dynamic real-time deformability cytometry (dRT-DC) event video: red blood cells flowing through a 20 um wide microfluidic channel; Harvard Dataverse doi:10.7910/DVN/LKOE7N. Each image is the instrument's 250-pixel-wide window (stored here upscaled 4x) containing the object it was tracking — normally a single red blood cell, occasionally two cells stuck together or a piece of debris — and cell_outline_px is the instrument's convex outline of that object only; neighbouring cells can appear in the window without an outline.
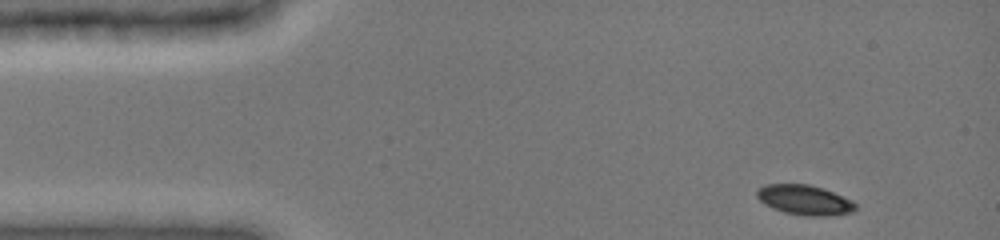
{"species": "common noctule bat (a hibernating species)", "species_latin": "Nyctalus noctula", "temperature_condition": "cold", "stored_images_in_passage": 21, "camera_frame_rate_fps": 3000, "um_per_image_px": 0.085, "animal": {"sex": "female", "body_mass_g": 19.0, "forearm_length_mm": 51.5}, "frame": {"image": 1, "passage_image": 1, "time_ms": 0.0, "image_size_px": [1000, 240], "cell_outline_px": [[856, 208], [852, 212], [828, 216], [808, 216], [784, 212], [772, 208], [764, 204], [756, 196], [756, 188], [764, 184], [808, 184], [832, 192], [852, 200], [856, 204]], "centroid_in_image_um": [68.35, 16.99], "position_along_channel_um": 16.7, "area_um2": 17.17}}
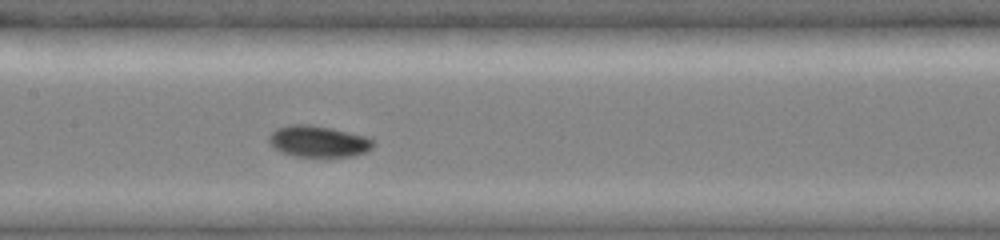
{"frame": {"image": 2, "passage_image": 19, "time_ms": 6.333, "image_size_px": [1000, 240], "cell_outline_px": [[372, 148], [368, 152], [352, 156], [296, 156], [284, 152], [276, 148], [268, 140], [268, 136], [276, 128], [292, 124], [312, 124], [332, 128], [364, 136], [372, 140]], "centroid_in_image_um": [27.06, 12.0], "position_along_channel_um": 180.3, "area_um2": 18.79}}
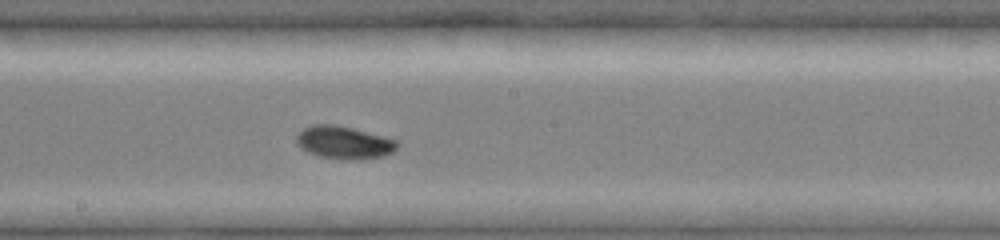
{"frame": {"image": 3, "passage_image": 21, "time_ms": 7.333, "image_size_px": [1000, 240], "cell_outline_px": [[400, 144], [392, 152], [384, 156], [360, 160], [344, 160], [316, 156], [300, 148], [296, 144], [296, 136], [304, 128], [312, 124], [336, 124], [352, 128], [396, 140]], "centroid_in_image_um": [29.21, 12.13], "position_along_channel_um": 219.0, "area_um2": 19.42}}